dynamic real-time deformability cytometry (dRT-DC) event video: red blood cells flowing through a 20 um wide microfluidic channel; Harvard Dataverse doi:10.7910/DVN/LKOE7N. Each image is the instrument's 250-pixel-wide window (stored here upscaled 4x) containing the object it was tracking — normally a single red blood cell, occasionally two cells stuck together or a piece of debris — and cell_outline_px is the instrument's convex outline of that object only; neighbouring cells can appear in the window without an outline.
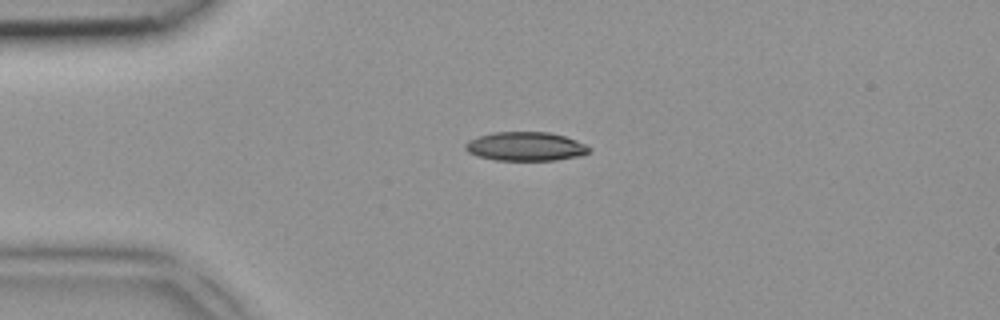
{"species": "common noctule bat (a hibernating species)", "species_latin": "Nyctalus noctula", "temperature_condition": "room temperature", "stored_images_in_passage": 3, "camera_frame_rate_fps": 3000, "um_per_image_px": 0.085, "animal": {"sex": "female", "body_mass_g": 18.4}, "frame": {"image": 1, "passage_image": 1, "time_ms": 0.0, "image_size_px": [1000, 320], "cell_outline_px": [[592, 152], [580, 156], [556, 160], [496, 160], [480, 156], [468, 152], [464, 148], [464, 144], [468, 140], [480, 136], [496, 132], [548, 132], [564, 136], [576, 140], [592, 148]], "centroid_in_image_um": [44.71, 12.45], "position_along_channel_um": 40.3, "area_um2": 20.81}}
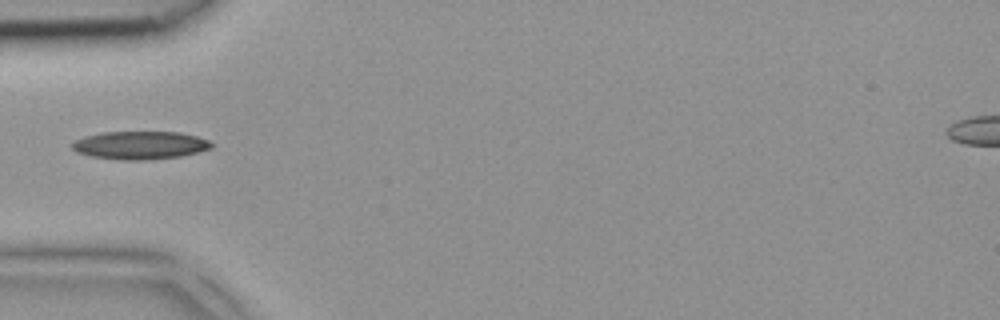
{"frame": {"image": 2, "passage_image": 2, "time_ms": 0.333, "image_size_px": [1000, 320], "cell_outline_px": [[212, 148], [180, 156], [144, 160], [124, 160], [92, 156], [80, 152], [72, 148], [72, 144], [76, 140], [100, 132], [180, 132], [196, 136], [208, 140], [212, 144]], "centroid_in_image_um": [11.94, 12.34], "position_along_channel_um": 73.1, "area_um2": 22.37}}